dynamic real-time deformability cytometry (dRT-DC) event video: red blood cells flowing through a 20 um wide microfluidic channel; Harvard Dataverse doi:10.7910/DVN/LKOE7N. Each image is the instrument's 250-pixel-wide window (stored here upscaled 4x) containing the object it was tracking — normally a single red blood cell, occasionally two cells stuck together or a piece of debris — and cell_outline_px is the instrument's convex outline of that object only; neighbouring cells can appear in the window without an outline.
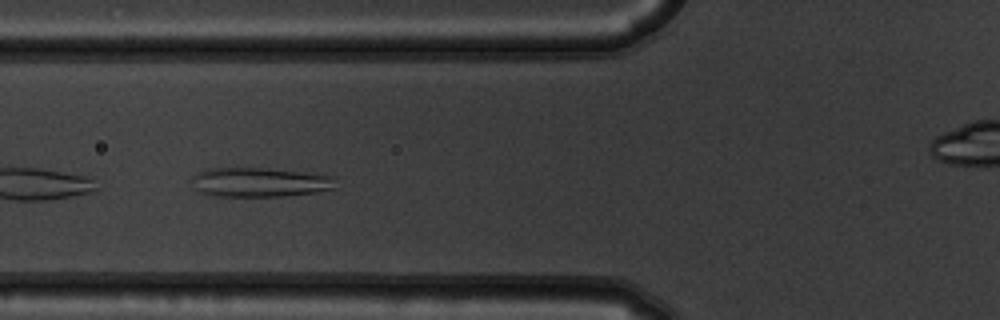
{"species": "common noctule bat (a hibernating species)", "species_latin": "Nyctalus noctula", "temperature_condition": "warm", "stored_images_in_passage": 39, "camera_frame_rate_fps": 3000, "um_per_image_px": 0.085, "animal": {"sex": "male", "body_mass_g": 19.5, "forearm_length_mm": 54.6}, "frame": {"image": 1, "passage_image": 6, "time_ms": 1.667, "image_size_px": [1000, 320], "cell_outline_px": [[336, 188], [316, 192], [280, 196], [212, 196], [200, 192], [192, 188], [192, 176], [196, 172], [208, 168], [264, 168], [324, 172], [336, 176]], "centroid_in_image_um": [22.15, 15.47], "position_along_channel_um": 103.7, "area_um2": 25.49}}
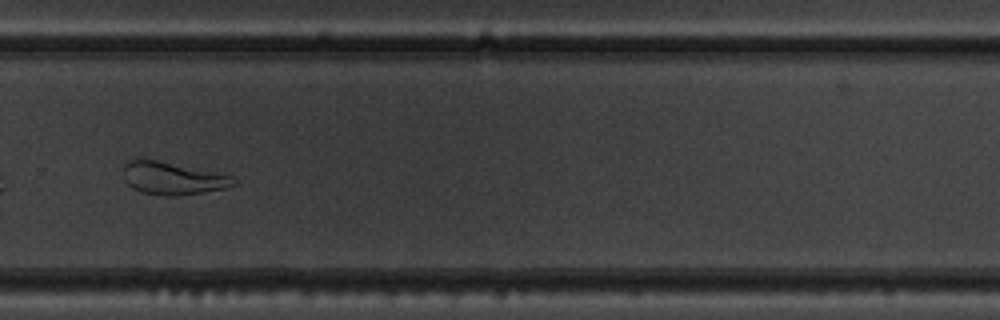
{"frame": {"image": 2, "passage_image": 23, "time_ms": 7.333, "image_size_px": [1000, 320], "cell_outline_px": [[236, 184], [224, 188], [204, 192], [176, 196], [164, 196], [140, 192], [132, 188], [124, 180], [124, 164], [128, 160], [140, 156], [216, 172], [232, 176]], "centroid_in_image_um": [14.6, 15.13], "position_along_channel_um": 315.2, "area_um2": 21.33}, "authors_computed_cell_mechanics": {"area_um2": 24.2182, "velocity_mm_per_s": 3.7388, "shape_relaxation_time_tau1_ms": null, "shape_relaxation_time_tau2_ms": 1.9499, "deformation_change_tau1": null, "deformation_change_tau2": 0.117}}